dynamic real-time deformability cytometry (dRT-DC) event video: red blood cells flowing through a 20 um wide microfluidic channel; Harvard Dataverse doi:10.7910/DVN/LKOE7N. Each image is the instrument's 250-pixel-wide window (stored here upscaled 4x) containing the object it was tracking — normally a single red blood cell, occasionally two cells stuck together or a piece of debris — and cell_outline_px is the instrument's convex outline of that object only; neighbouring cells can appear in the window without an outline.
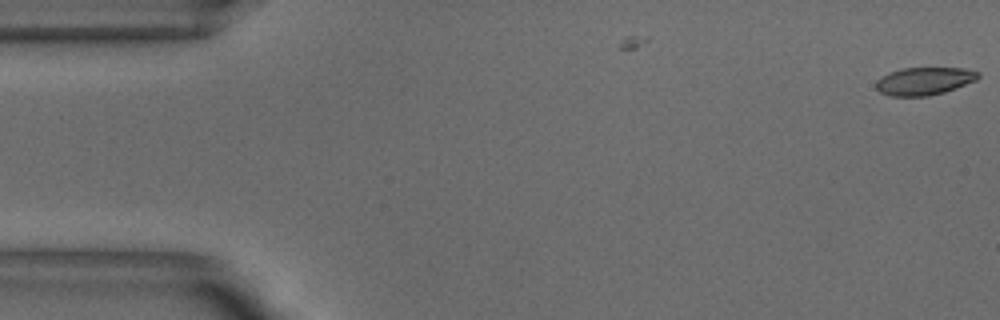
{"species": "common noctule bat (a hibernating species)", "species_latin": "Nyctalus noctula", "temperature_condition": "warm", "stored_images_in_passage": 3, "camera_frame_rate_fps": 3000, "um_per_image_px": 0.085, "animal": {"sex": "male", "body_mass_g": 18.8}, "frame": {"image": 1, "passage_image": 3, "time_ms": 0.667, "image_size_px": [1000, 320], "cell_outline_px": [[980, 76], [976, 80], [956, 88], [944, 92], [928, 96], [888, 96], [880, 92], [876, 88], [876, 80], [888, 72], [900, 68], [964, 68], [980, 72]], "centroid_in_image_um": [78.54, 6.89], "position_along_channel_um": 6.5, "area_um2": 16.65}}